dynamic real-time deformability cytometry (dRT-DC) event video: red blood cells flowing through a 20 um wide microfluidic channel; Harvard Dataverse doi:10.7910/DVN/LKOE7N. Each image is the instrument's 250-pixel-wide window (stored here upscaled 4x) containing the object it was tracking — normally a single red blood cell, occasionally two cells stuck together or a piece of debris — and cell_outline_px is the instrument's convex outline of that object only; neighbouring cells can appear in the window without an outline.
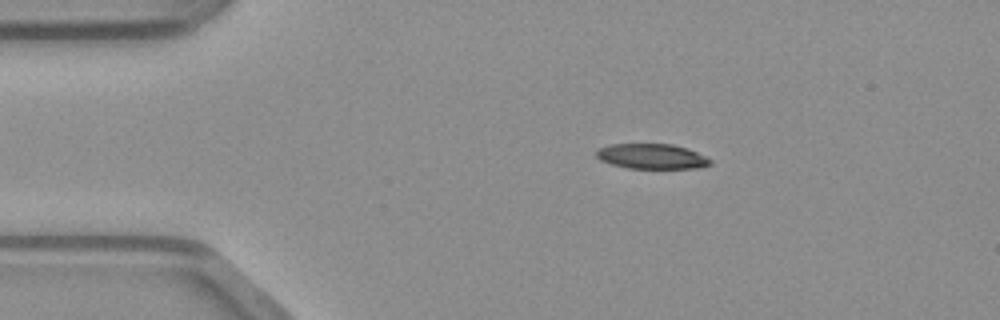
{"species": "common noctule bat (a hibernating species)", "species_latin": "Nyctalus noctula", "temperature_condition": "warm", "stored_images_in_passage": 47, "camera_frame_rate_fps": 3000, "um_per_image_px": 0.085, "animal": {"sex": "male", "body_mass_g": 23.1, "forearm_length_mm": 52.7}, "frame": {"image": 1, "passage_image": 8, "time_ms": 2.333, "image_size_px": [1000, 320], "cell_outline_px": [[712, 164], [696, 168], [628, 168], [612, 164], [600, 160], [596, 156], [596, 152], [600, 148], [612, 144], [672, 144], [688, 148], [712, 160]], "centroid_in_image_um": [55.41, 13.29], "position_along_channel_um": 29.6, "area_um2": 16.53}}
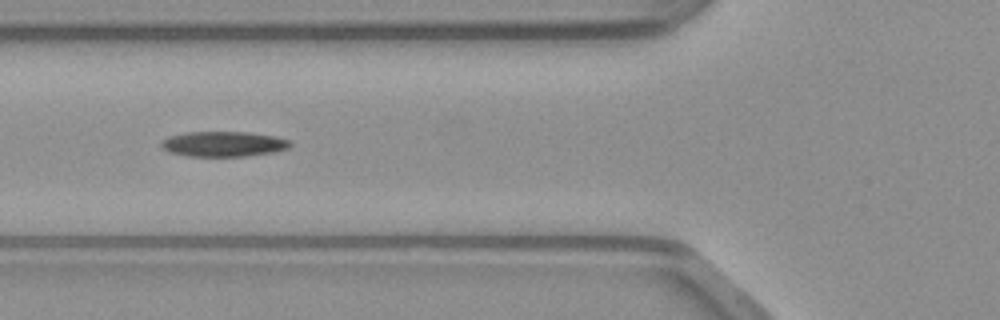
{"frame": {"image": 2, "passage_image": 17, "time_ms": 5.333, "image_size_px": [1000, 320], "cell_outline_px": [[292, 144], [288, 148], [272, 152], [244, 156], [188, 156], [168, 152], [160, 148], [160, 140], [168, 136], [188, 132], [248, 132], [276, 136], [288, 140]], "centroid_in_image_um": [18.93, 12.23], "position_along_channel_um": 106.9, "area_um2": 19.02}}
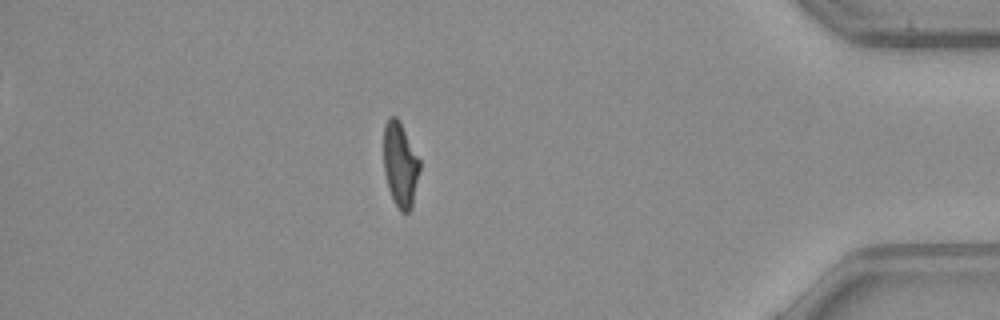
{"frame": {"image": 3, "passage_image": 41, "time_ms": 13.333, "image_size_px": [1000, 320], "cell_outline_px": [[420, 168], [412, 208], [408, 212], [400, 212], [388, 188], [384, 172], [384, 124], [388, 116], [396, 116], [400, 120], [420, 160]], "centroid_in_image_um": [34.02, 13.96], "position_along_channel_um": 401.2, "area_um2": 17.92}}